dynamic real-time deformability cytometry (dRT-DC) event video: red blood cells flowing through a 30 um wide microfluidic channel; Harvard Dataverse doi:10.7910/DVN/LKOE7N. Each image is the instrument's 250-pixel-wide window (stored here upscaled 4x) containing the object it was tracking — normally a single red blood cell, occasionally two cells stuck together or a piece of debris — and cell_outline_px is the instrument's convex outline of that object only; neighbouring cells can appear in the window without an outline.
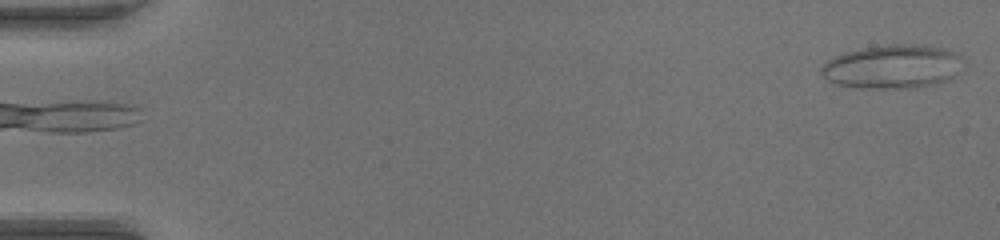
{"species": "common noctule bat (a hibernating species)", "species_latin": "Nyctalus noctula", "temperature_condition": "warm", "stored_images_in_passage": 52, "camera_frame_rate_fps": 3000, "um_per_image_px": 0.085, "animal": {"sex": "female", "body_mass_g": 17.0, "forearm_length_mm": 48.0}, "frame": {"image": 1, "passage_image": 2, "time_ms": 0.333, "image_size_px": [1000, 240], "cell_outline_px": [[960, 56], [952, 76], [948, 80], [936, 84], [912, 88], [876, 88], [836, 84], [828, 80], [820, 72], [820, 68], [828, 60], [844, 52], [860, 48], [892, 44], [912, 44], [940, 48], [956, 52]], "centroid_in_image_um": [75.79, 5.66], "position_along_channel_um": 9.2, "area_um2": 35.37}}
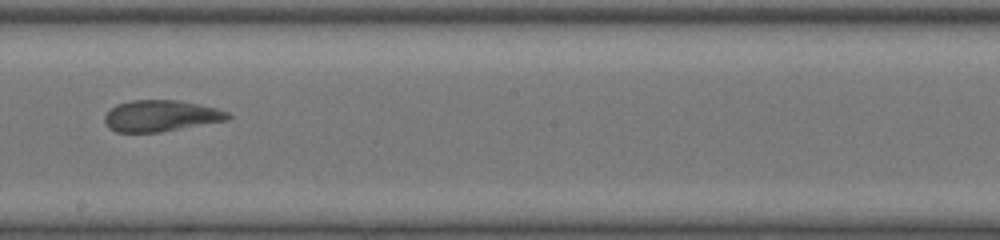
{"frame": {"image": 2, "passage_image": 31, "time_ms": 10.0, "image_size_px": [1000, 240], "cell_outline_px": [[232, 116], [228, 120], [160, 132], [116, 132], [108, 128], [104, 120], [104, 116], [116, 104], [132, 100], [180, 100], [216, 108], [228, 112]], "centroid_in_image_um": [13.67, 9.84], "position_along_channel_um": 234.5, "area_um2": 22.48}}
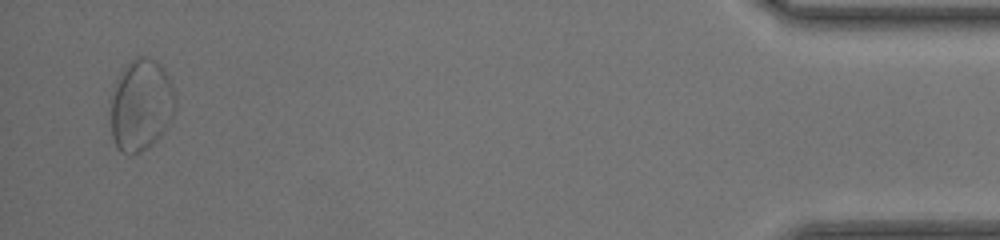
{"frame": {"image": 3, "passage_image": 51, "time_ms": 16.667, "image_size_px": [1000, 240], "cell_outline_px": [[172, 116], [168, 124], [152, 144], [140, 152], [132, 156], [128, 156], [120, 152], [116, 148], [112, 136], [112, 96], [116, 84], [124, 68], [136, 56], [144, 56], [156, 60], [160, 64], [172, 88]], "centroid_in_image_um": [11.94, 8.98], "position_along_channel_um": 423.3, "area_um2": 33.52}}